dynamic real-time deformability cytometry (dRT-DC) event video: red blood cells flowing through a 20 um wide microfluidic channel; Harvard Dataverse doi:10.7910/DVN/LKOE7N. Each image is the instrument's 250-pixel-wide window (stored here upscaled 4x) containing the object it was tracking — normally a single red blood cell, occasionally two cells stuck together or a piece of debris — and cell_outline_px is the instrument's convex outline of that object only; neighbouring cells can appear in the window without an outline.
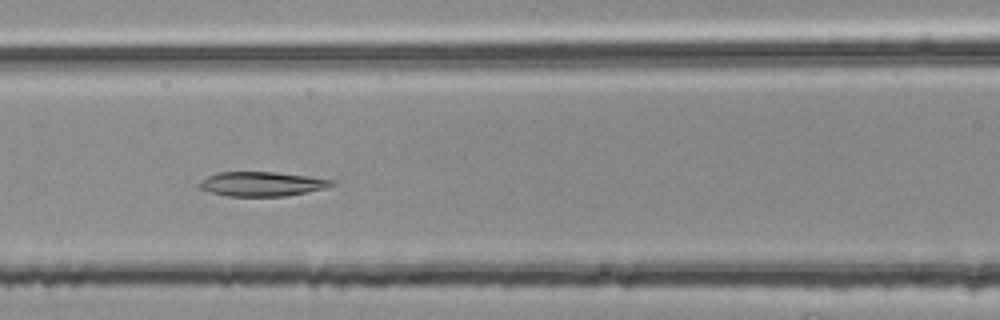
{"species": "common noctule bat (a hibernating species)", "species_latin": "Nyctalus noctula", "temperature_condition": "room temperature", "stored_images_in_passage": 50, "camera_frame_rate_fps": 3000, "um_per_image_px": 0.085, "animal": {"sex": "female", "body_mass_g": 25.1}, "frame": {"image": 1, "passage_image": 22, "time_ms": 7.0, "image_size_px": [1000, 320], "cell_outline_px": [[336, 184], [328, 188], [308, 192], [284, 196], [228, 196], [212, 192], [200, 188], [200, 184], [208, 176], [220, 172], [276, 172], [308, 176], [336, 180]], "centroid_in_image_um": [22.37, 15.63], "position_along_channel_um": 144.2, "area_um2": 18.73}}
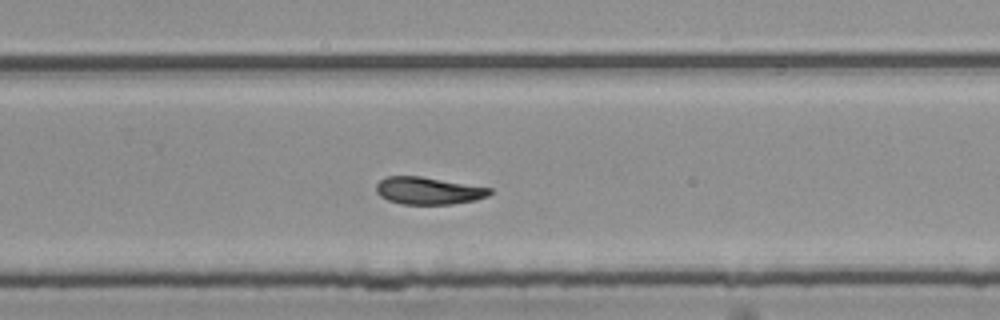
{"frame": {"image": 2, "passage_image": 34, "time_ms": 11.0, "image_size_px": [1000, 320], "cell_outline_px": [[492, 192], [488, 196], [476, 200], [452, 204], [400, 204], [388, 200], [380, 196], [376, 192], [376, 184], [384, 176], [420, 176], [492, 188]], "centroid_in_image_um": [36.4, 16.21], "position_along_channel_um": 293.4, "area_um2": 18.15}}
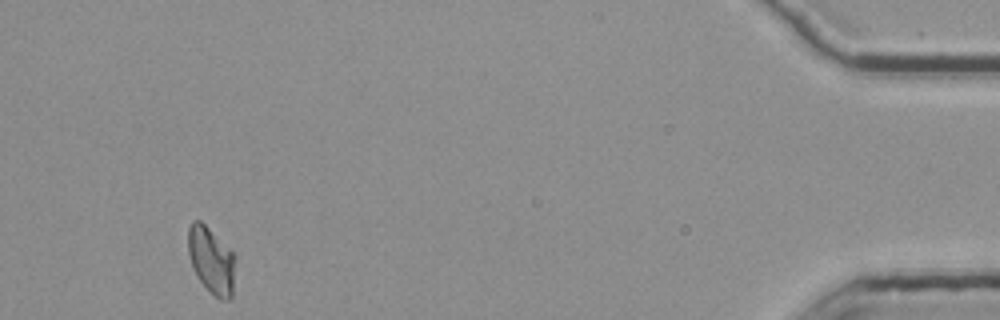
{"frame": {"image": 3, "passage_image": 50, "time_ms": 16.333, "image_size_px": [1000, 320], "cell_outline_px": [[236, 260], [232, 296], [228, 300], [220, 300], [196, 276], [192, 268], [188, 252], [188, 228], [192, 220], [200, 220], [236, 256]], "centroid_in_image_um": [17.96, 22.13], "position_along_channel_um": 417.2, "area_um2": 18.21}, "authors_computed_cell_mechanics": {"area_um2": 18.7561, "velocity_mm_per_s": 3.7521, "shape_relaxation_time_tau1_ms": null, "shape_relaxation_time_tau2_ms": 8.3781, "deformation_change_tau1": null, "deformation_change_tau2": 0.1195}}